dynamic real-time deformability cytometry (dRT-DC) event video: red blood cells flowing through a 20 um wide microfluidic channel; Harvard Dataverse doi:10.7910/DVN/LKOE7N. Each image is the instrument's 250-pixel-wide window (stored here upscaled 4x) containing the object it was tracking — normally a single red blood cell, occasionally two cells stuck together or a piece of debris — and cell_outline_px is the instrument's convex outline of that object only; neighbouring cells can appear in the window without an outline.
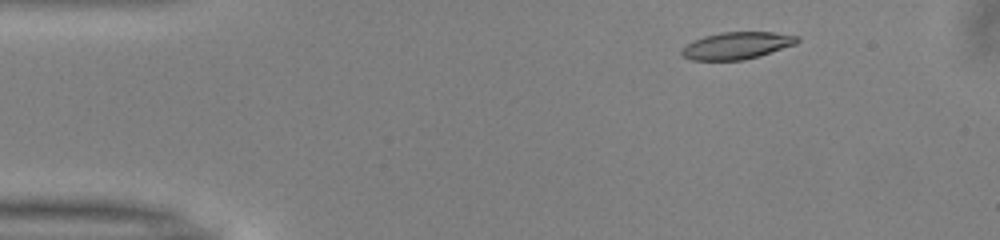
{"species": "common noctule bat (a hibernating species)", "species_latin": "Nyctalus noctula", "temperature_condition": "warm", "stored_images_in_passage": 37, "camera_frame_rate_fps": 3000, "um_per_image_px": 0.085, "animal": {"sex": "male", "body_mass_g": 13.0, "forearm_length_mm": 53.1}, "frame": {"image": 1, "passage_image": 4, "time_ms": 1.0, "image_size_px": [1000, 240], "cell_outline_px": [[800, 40], [796, 44], [760, 56], [744, 60], [692, 60], [684, 56], [680, 52], [688, 44], [704, 36], [720, 32], [772, 32], [800, 36]], "centroid_in_image_um": [62.69, 3.87], "position_along_channel_um": 22.3, "area_um2": 18.15}}
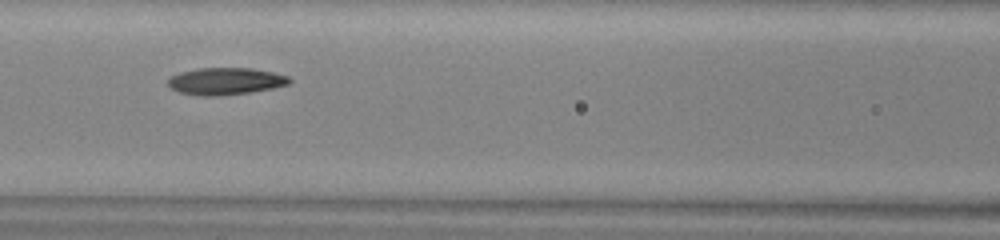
{"frame": {"image": 2, "passage_image": 19, "time_ms": 6.0, "image_size_px": [1000, 240], "cell_outline_px": [[292, 80], [288, 84], [272, 88], [252, 92], [220, 96], [200, 96], [180, 92], [172, 88], [168, 84], [168, 80], [172, 76], [180, 72], [200, 68], [252, 68], [272, 72], [288, 76]], "centroid_in_image_um": [19.18, 6.9], "position_along_channel_um": 147.4, "area_um2": 19.07}}
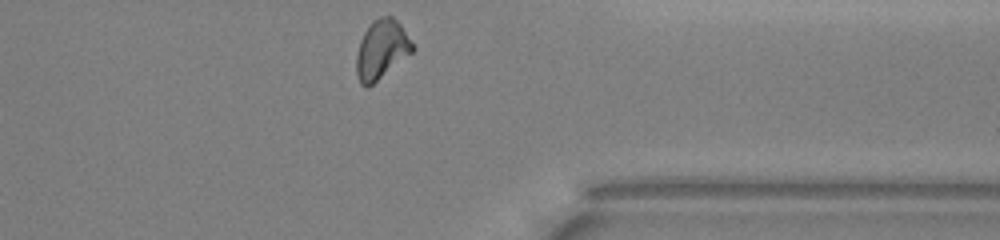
{"frame": {"image": 3, "passage_image": 37, "time_ms": 12.0, "image_size_px": [1000, 240], "cell_outline_px": [[416, 48], [412, 52], [368, 88], [364, 88], [360, 84], [356, 72], [356, 56], [360, 40], [364, 32], [372, 20], [380, 16], [392, 16], [400, 24]], "centroid_in_image_um": [32.41, 4.21], "position_along_channel_um": 379.0, "area_um2": 19.31}, "authors_computed_cell_mechanics": {"area_um2": 18.8428, "velocity_mm_per_s": 4.0218, "shape_relaxation_time_tau1_ms": 6.212, "shape_relaxation_time_tau2_ms": 5.6874, "deformation_change_tau1": 0.1919, "deformation_change_tau2": 0.1362}}